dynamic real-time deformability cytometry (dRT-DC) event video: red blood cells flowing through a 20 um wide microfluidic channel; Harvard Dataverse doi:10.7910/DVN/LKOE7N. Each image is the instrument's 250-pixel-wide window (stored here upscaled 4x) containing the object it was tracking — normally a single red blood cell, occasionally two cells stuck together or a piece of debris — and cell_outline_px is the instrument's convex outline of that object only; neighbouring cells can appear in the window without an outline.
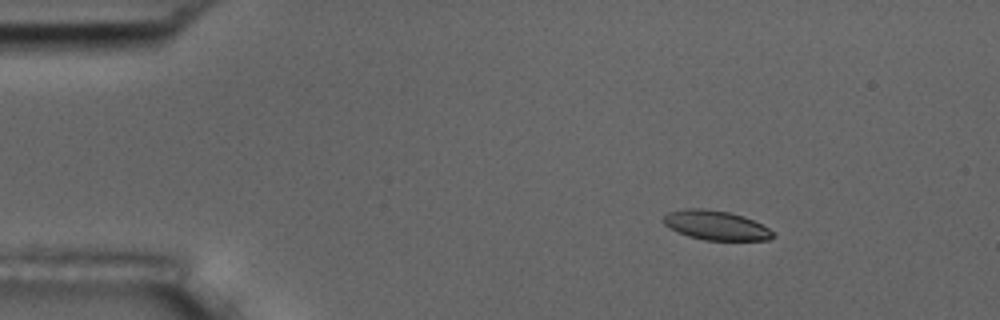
{"species": "common noctule bat (a hibernating species)", "species_latin": "Nyctalus noctula", "temperature_condition": "room temperature", "stored_images_in_passage": 6, "camera_frame_rate_fps": 3000, "um_per_image_px": 0.085, "animal": {"sex": "male", "body_mass_g": 17.5, "forearm_length_mm": 52.3}, "frame": {"image": 1, "passage_image": 3, "time_ms": 2.667, "image_size_px": [1000, 320], "cell_outline_px": [[776, 236], [768, 240], [704, 240], [688, 236], [664, 224], [664, 216], [668, 212], [688, 208], [700, 208], [728, 212], [744, 216], [768, 228]], "centroid_in_image_um": [60.87, 19.15], "position_along_channel_um": 24.1, "area_um2": 18.44}}
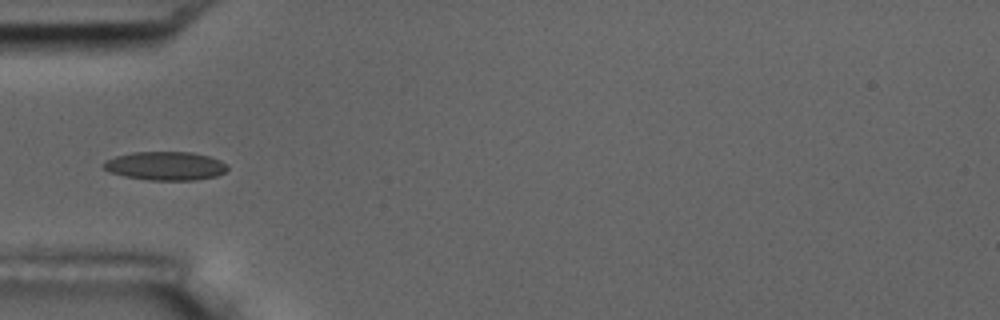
{"frame": {"image": 2, "passage_image": 6, "time_ms": 6.0, "image_size_px": [1000, 320], "cell_outline_px": [[228, 168], [224, 172], [216, 176], [196, 180], [148, 180], [124, 176], [108, 172], [100, 164], [104, 160], [116, 156], [132, 152], [192, 152], [208, 156], [220, 160], [228, 164]], "centroid_in_image_um": [14.03, 14.1], "position_along_channel_um": 71.0, "area_um2": 20.87}}